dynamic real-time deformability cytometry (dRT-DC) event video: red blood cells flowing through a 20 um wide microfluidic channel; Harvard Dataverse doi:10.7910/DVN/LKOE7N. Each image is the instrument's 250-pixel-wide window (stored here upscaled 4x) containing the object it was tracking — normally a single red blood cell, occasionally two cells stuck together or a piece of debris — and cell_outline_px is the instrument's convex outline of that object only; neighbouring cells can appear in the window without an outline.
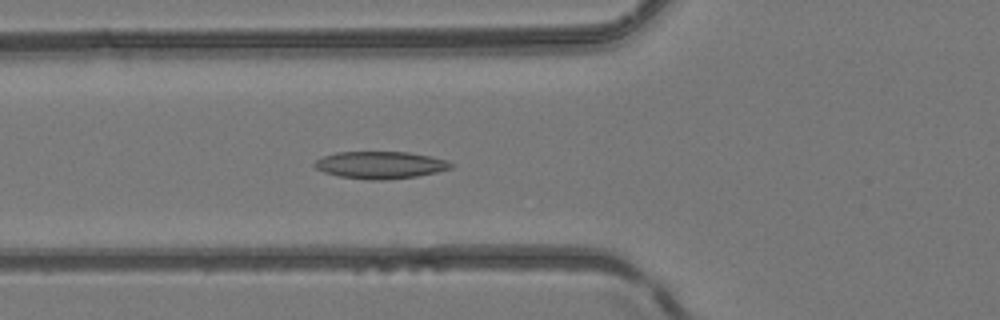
{"species": "common noctule bat (a hibernating species)", "species_latin": "Nyctalus noctula", "temperature_condition": "room temperature", "stored_images_in_passage": 50, "camera_frame_rate_fps": 3000, "um_per_image_px": 0.085, "animal": {"sex": "female", "body_mass_g": 24.6, "forearm_length_mm": 56.2}, "frame": {"image": 1, "passage_image": 19, "time_ms": 6.0, "image_size_px": [1000, 320], "cell_outline_px": [[452, 168], [436, 172], [416, 176], [384, 180], [372, 180], [340, 176], [324, 172], [316, 168], [312, 164], [316, 160], [324, 156], [336, 152], [408, 152], [448, 160], [452, 164]], "centroid_in_image_um": [32.32, 14.02], "position_along_channel_um": 93.5, "area_um2": 21.44}}
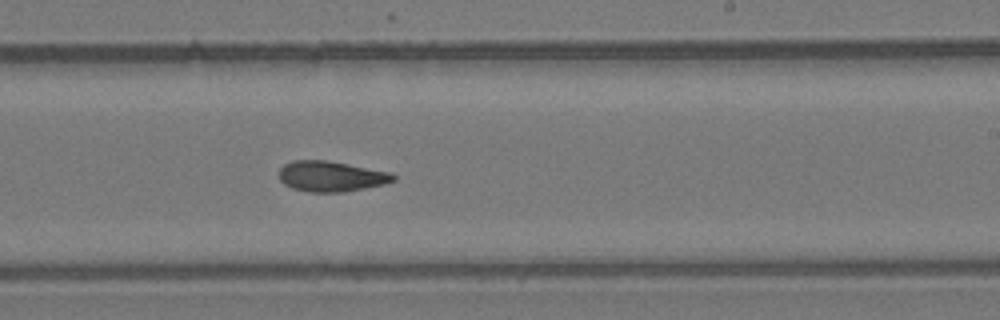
{"frame": {"image": 2, "passage_image": 31, "time_ms": 10.0, "image_size_px": [1000, 320], "cell_outline_px": [[396, 180], [384, 184], [344, 192], [308, 192], [292, 188], [284, 184], [280, 180], [280, 168], [284, 164], [292, 160], [324, 160], [392, 172], [396, 176]], "centroid_in_image_um": [28.15, 14.99], "position_along_channel_um": 260.9, "area_um2": 20.29}}
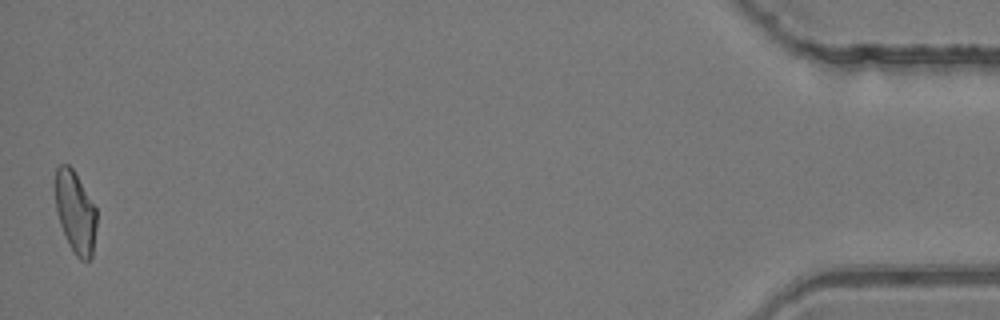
{"frame": {"image": 3, "passage_image": 50, "time_ms": 16.333, "image_size_px": [1000, 320], "cell_outline_px": [[96, 224], [92, 256], [88, 260], [80, 260], [76, 256], [60, 224], [56, 208], [56, 168], [60, 164], [68, 164], [72, 168], [96, 208]], "centroid_in_image_um": [6.41, 18.03], "position_along_channel_um": 428.8, "area_um2": 19.19}, "authors_computed_cell_mechanics": {"area_um2": 20.4612, "velocity_mm_per_s": 4.175, "shape_relaxation_time_tau1_ms": null, "shape_relaxation_time_tau2_ms": 2.8662, "deformation_change_tau1": null, "deformation_change_tau2": 0.0923}}